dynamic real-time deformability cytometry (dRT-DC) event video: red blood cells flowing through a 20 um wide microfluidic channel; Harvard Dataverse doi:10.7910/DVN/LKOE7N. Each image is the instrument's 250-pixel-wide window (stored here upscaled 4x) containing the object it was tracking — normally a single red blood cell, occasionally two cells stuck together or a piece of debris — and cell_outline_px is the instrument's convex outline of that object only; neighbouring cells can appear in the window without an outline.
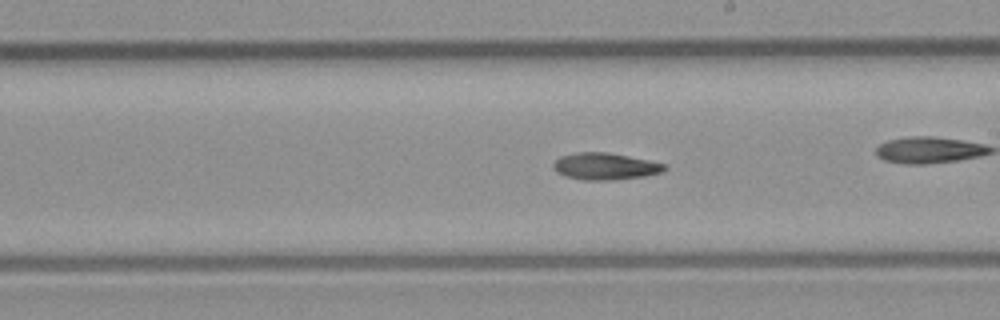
{"species": "common noctule bat (a hibernating species)", "species_latin": "Nyctalus noctula", "temperature_condition": "room temperature", "stored_images_in_passage": 37, "camera_frame_rate_fps": 3000, "um_per_image_px": 0.085, "animal": {"sex": "male", "body_mass_g": 23.1, "forearm_length_mm": 52.7}, "frame": {"image": 1, "passage_image": 16, "time_ms": 5.0, "image_size_px": [1000, 320], "cell_outline_px": [[668, 168], [660, 172], [644, 176], [612, 180], [584, 180], [564, 176], [556, 172], [552, 168], [552, 164], [560, 156], [576, 152], [608, 152], [648, 160], [664, 164]], "centroid_in_image_um": [51.38, 14.13], "position_along_channel_um": 237.6, "area_um2": 17.4}}